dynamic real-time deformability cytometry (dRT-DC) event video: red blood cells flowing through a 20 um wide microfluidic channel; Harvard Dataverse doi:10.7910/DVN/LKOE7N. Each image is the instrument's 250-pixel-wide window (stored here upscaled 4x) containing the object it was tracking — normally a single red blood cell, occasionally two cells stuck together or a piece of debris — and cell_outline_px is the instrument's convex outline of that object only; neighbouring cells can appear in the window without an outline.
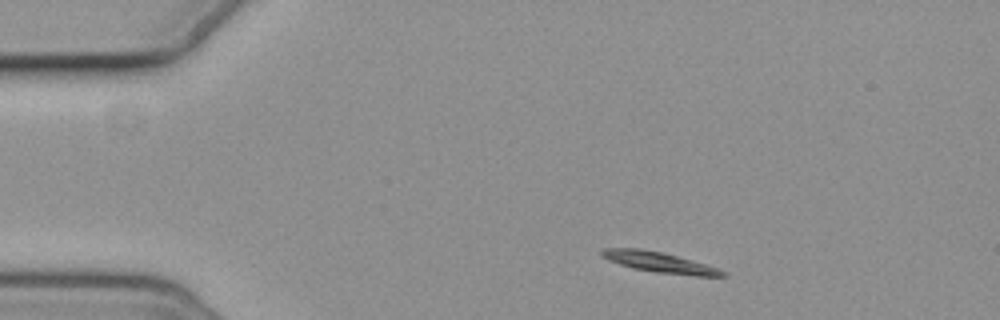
{"species": "common noctule bat (a hibernating species)", "species_latin": "Nyctalus noctula", "temperature_condition": "cold", "stored_images_in_passage": 4, "camera_frame_rate_fps": 3000, "um_per_image_px": 0.085, "animal": {"sex": "female", "body_mass_g": 19.3, "forearm_length_mm": 54.1}, "frame": {"image": 1, "passage_image": 1, "time_ms": 0.0, "image_size_px": [1000, 320], "cell_outline_px": [[728, 276], [696, 276], [656, 272], [632, 268], [608, 260], [600, 256], [600, 252], [604, 248], [640, 248], [664, 252], [720, 268], [728, 272]], "centroid_in_image_um": [56.09, 22.29], "position_along_channel_um": 28.9, "area_um2": 14.62}}